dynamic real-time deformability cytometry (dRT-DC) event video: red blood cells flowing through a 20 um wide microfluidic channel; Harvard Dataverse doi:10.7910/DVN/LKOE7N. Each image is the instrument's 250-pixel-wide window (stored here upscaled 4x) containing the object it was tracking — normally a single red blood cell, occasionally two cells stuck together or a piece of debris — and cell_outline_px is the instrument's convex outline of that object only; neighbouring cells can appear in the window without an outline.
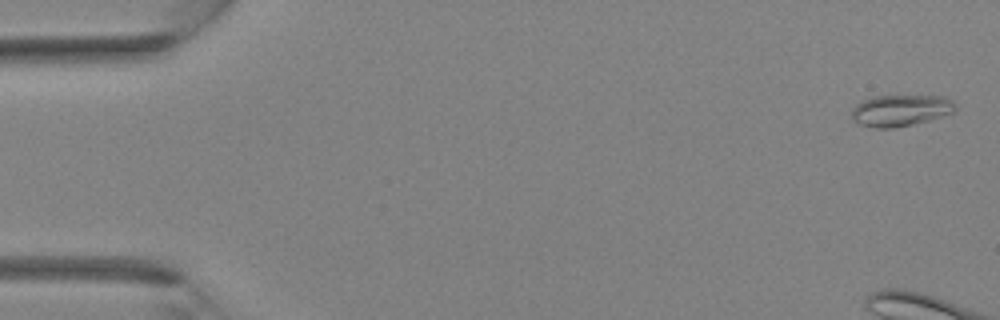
{"species": "Egyptian fruit bat (a non-hibernating species)", "species_latin": "Rousettus aegyptiacus", "temperature_condition": "room temperature", "stored_images_in_passage": 5, "camera_frame_rate_fps": 3000, "um_per_image_px": 0.085, "animal": {"sex": "female"}, "frame": {"image": 1, "passage_image": 1, "time_ms": 0.0, "image_size_px": [1000, 320], "cell_outline_px": [[956, 108], [952, 112], [928, 120], [912, 124], [892, 128], [876, 128], [856, 124], [852, 120], [852, 108], [856, 104], [872, 96], [944, 96], [952, 100], [956, 104]], "centroid_in_image_um": [76.5, 9.38], "position_along_channel_um": 8.5, "area_um2": 18.96}}